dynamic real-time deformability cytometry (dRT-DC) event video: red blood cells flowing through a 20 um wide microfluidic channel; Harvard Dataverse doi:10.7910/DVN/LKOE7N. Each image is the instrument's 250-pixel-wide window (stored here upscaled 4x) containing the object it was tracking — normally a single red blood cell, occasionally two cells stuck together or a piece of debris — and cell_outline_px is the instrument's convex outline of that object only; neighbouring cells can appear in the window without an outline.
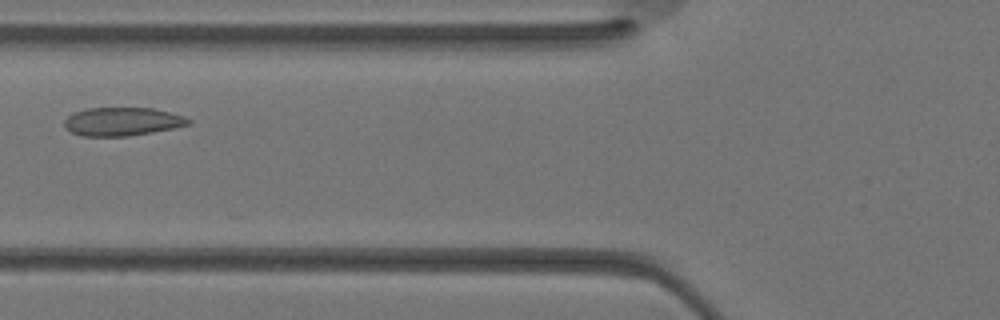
{"species": "Egyptian fruit bat (a non-hibernating species)", "species_latin": "Rousettus aegyptiacus", "temperature_condition": "warm", "stored_images_in_passage": 29, "camera_frame_rate_fps": 3000, "um_per_image_px": 0.085, "animal": {"sex": "female"}, "frame": {"image": 1, "passage_image": 8, "time_ms": 2.333, "image_size_px": [1000, 320], "cell_outline_px": [[192, 120], [188, 124], [172, 128], [152, 132], [128, 136], [80, 136], [72, 132], [64, 124], [64, 120], [72, 112], [88, 108], [156, 108], [184, 116]], "centroid_in_image_um": [10.38, 10.32], "position_along_channel_um": 115.4, "area_um2": 20.46}}
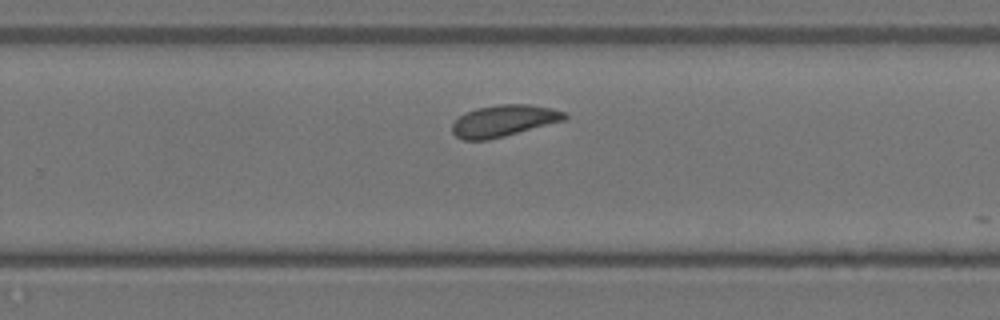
{"frame": {"image": 2, "passage_image": 17, "time_ms": 5.333, "image_size_px": [1000, 320], "cell_outline_px": [[568, 120], [488, 140], [464, 140], [456, 136], [452, 132], [452, 124], [464, 112], [476, 108], [500, 104], [528, 104], [552, 108], [568, 112]], "centroid_in_image_um": [42.87, 10.26], "position_along_channel_um": 286.9, "area_um2": 20.98}}
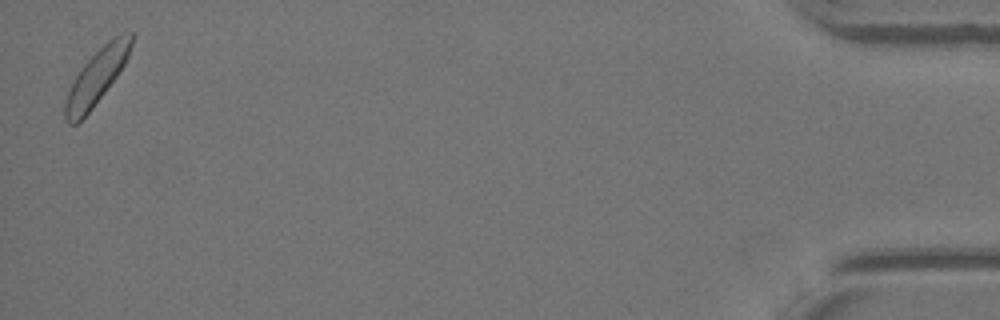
{"frame": {"image": 3, "passage_image": 29, "time_ms": 9.333, "image_size_px": [1000, 320], "cell_outline_px": [[136, 32], [128, 56], [124, 64], [116, 76], [92, 108], [76, 124], [68, 124], [64, 116], [64, 104], [72, 80], [80, 68], [112, 36], [124, 32]], "centroid_in_image_um": [8.21, 6.49], "position_along_channel_um": 427.0, "area_um2": 20.98}}